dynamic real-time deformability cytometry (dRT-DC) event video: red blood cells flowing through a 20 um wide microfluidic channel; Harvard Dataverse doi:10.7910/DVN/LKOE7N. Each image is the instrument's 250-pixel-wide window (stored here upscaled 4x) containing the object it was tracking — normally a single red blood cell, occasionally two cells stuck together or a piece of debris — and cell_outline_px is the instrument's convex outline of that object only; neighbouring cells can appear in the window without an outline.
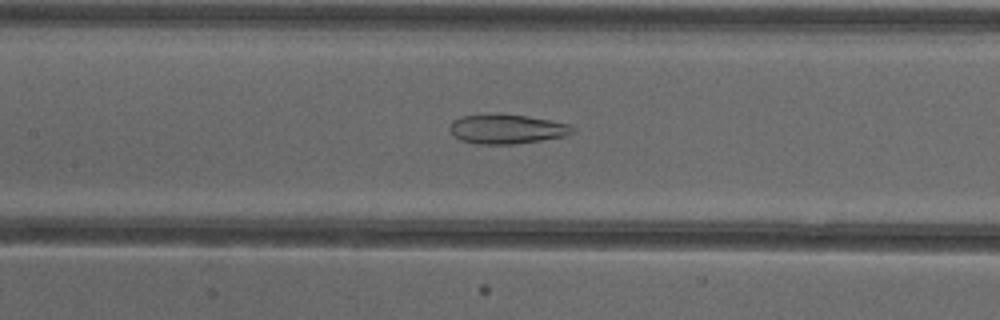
{"species": "common noctule bat (a hibernating species)", "species_latin": "Nyctalus noctula", "temperature_condition": "cold", "stored_images_in_passage": 53, "camera_frame_rate_fps": 3000, "um_per_image_px": 0.085, "animal": {"sex": "female"}, "frame": {"image": 1, "passage_image": 25, "time_ms": 8.0, "image_size_px": [1000, 320], "cell_outline_px": [[576, 128], [572, 132], [564, 136], [540, 140], [512, 144], [476, 144], [460, 140], [448, 128], [452, 120], [460, 116], [488, 112], [500, 112], [528, 116], [568, 124]], "centroid_in_image_um": [43.0, 10.93], "position_along_channel_um": 164.4, "area_um2": 21.44}}
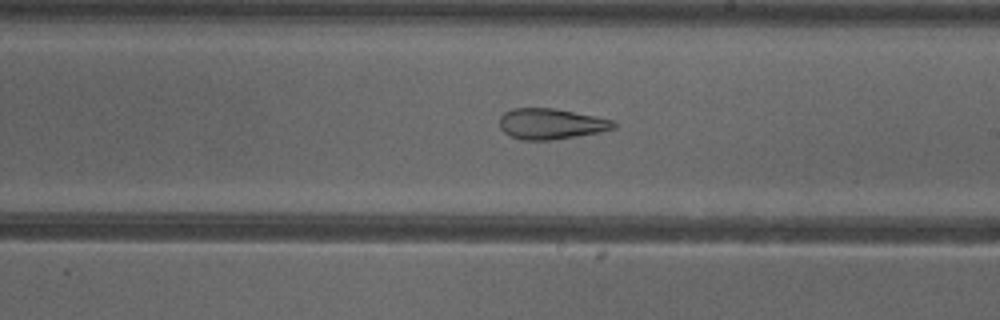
{"frame": {"image": 2, "passage_image": 31, "time_ms": 10.0, "image_size_px": [1000, 320], "cell_outline_px": [[616, 128], [600, 132], [552, 140], [524, 140], [512, 136], [504, 132], [500, 128], [500, 116], [504, 112], [512, 108], [556, 108], [596, 116], [612, 120], [616, 124]], "centroid_in_image_um": [46.84, 10.52], "position_along_channel_um": 242.2, "area_um2": 20.46}}
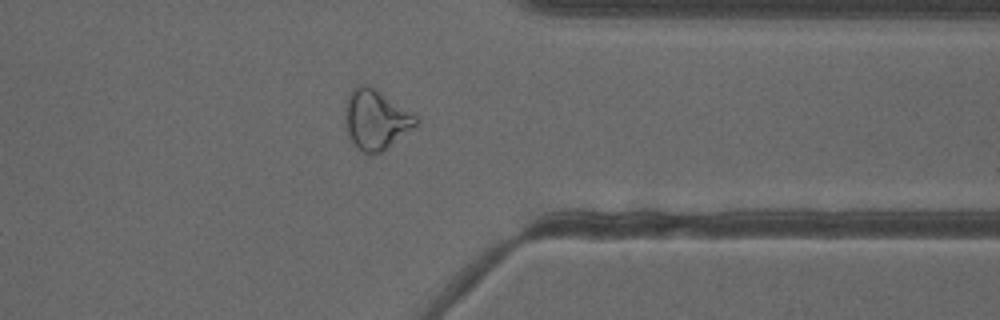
{"frame": {"image": 3, "passage_image": 42, "time_ms": 13.667, "image_size_px": [1000, 320], "cell_outline_px": [[420, 124], [416, 128], [388, 148], [372, 156], [368, 156], [352, 144], [348, 136], [344, 124], [344, 108], [348, 92], [352, 88], [360, 84], [368, 84], [420, 116]], "centroid_in_image_um": [31.97, 10.18], "position_along_channel_um": 379.4, "area_um2": 25.89}, "authors_computed_cell_mechanics": {"area_um2": 26.9926, "velocity_mm_per_s": 3.8988, "shape_relaxation_time_tau1_ms": null, "shape_relaxation_time_tau2_ms": 2.5243, "deformation_change_tau1": null, "deformation_change_tau2": 0.1139}}